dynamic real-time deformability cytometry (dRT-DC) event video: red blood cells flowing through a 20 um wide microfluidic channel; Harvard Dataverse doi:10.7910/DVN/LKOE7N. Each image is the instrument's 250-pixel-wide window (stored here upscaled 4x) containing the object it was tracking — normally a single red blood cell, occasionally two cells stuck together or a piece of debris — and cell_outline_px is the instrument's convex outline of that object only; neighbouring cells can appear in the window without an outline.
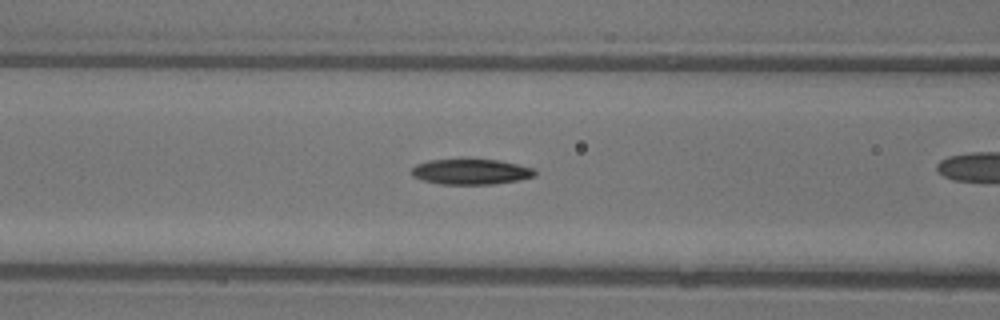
{"species": "common noctule bat (a hibernating species)", "species_latin": "Nyctalus noctula", "temperature_condition": "warm", "stored_images_in_passage": 36, "camera_frame_rate_fps": 3000, "um_per_image_px": 0.085, "animal": {"sex": "female"}, "frame": {"image": 1, "passage_image": 19, "time_ms": 6.0, "image_size_px": [1000, 320], "cell_outline_px": [[536, 176], [520, 180], [492, 184], [440, 184], [424, 180], [412, 176], [412, 168], [416, 164], [428, 160], [496, 160], [516, 164], [532, 168], [536, 172]], "centroid_in_image_um": [40.03, 14.61], "position_along_channel_um": 126.6, "area_um2": 18.03}}
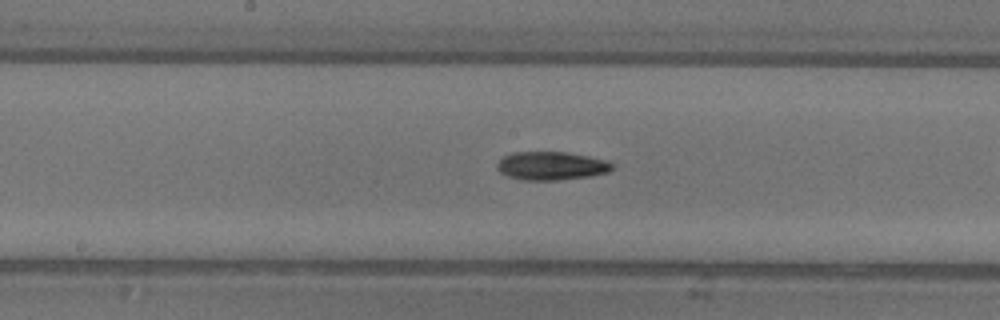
{"frame": {"image": 2, "passage_image": 24, "time_ms": 7.667, "image_size_px": [1000, 320], "cell_outline_px": [[616, 168], [608, 172], [592, 176], [560, 180], [520, 180], [508, 176], [500, 172], [496, 168], [496, 164], [504, 156], [512, 152], [564, 152], [588, 156], [608, 160]], "centroid_in_image_um": [46.88, 14.1], "position_along_channel_um": 201.3, "area_um2": 19.25}}
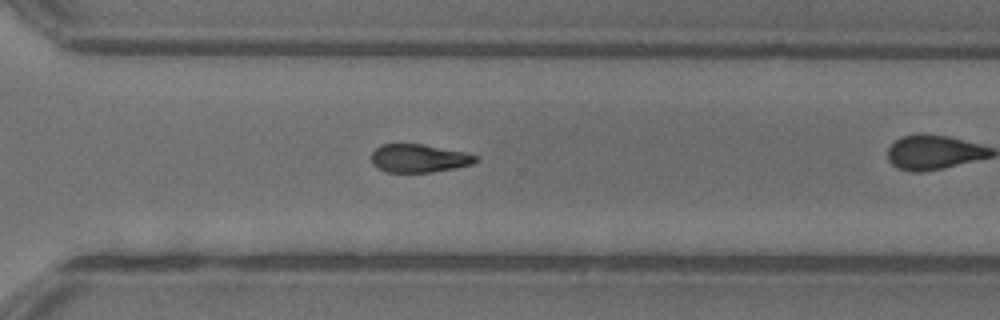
{"frame": {"image": 3, "passage_image": 33, "time_ms": 10.667, "image_size_px": [1000, 320], "cell_outline_px": [[480, 156], [472, 164], [456, 168], [432, 172], [384, 172], [376, 168], [372, 164], [372, 152], [380, 144], [424, 144], [464, 152]], "centroid_in_image_um": [35.59, 13.46], "position_along_channel_um": 335.0, "area_um2": 17.28}}